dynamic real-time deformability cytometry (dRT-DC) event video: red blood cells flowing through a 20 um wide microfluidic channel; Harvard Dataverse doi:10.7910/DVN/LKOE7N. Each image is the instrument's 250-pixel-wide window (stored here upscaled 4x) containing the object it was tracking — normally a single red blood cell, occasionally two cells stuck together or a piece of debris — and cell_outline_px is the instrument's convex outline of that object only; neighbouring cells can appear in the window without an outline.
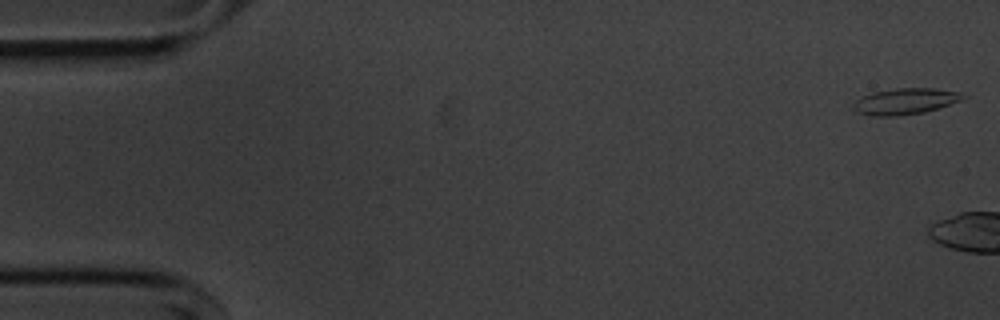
{"species": "common noctule bat (a hibernating species)", "species_latin": "Nyctalus noctula", "temperature_condition": "cold", "stored_images_in_passage": 5, "camera_frame_rate_fps": 3000, "um_per_image_px": 0.085, "animal": {"sex": "male", "body_mass_g": 20.1, "forearm_length_mm": 53.5}, "frame": {"image": 1, "passage_image": 1, "time_ms": 0.0, "image_size_px": [1000, 320], "cell_outline_px": [[968, 96], [964, 100], [924, 112], [896, 116], [872, 116], [856, 112], [852, 108], [852, 104], [856, 100], [872, 92], [896, 88], [936, 88], [960, 92]], "centroid_in_image_um": [76.96, 8.61], "position_along_channel_um": 8.0, "area_um2": 16.88}}